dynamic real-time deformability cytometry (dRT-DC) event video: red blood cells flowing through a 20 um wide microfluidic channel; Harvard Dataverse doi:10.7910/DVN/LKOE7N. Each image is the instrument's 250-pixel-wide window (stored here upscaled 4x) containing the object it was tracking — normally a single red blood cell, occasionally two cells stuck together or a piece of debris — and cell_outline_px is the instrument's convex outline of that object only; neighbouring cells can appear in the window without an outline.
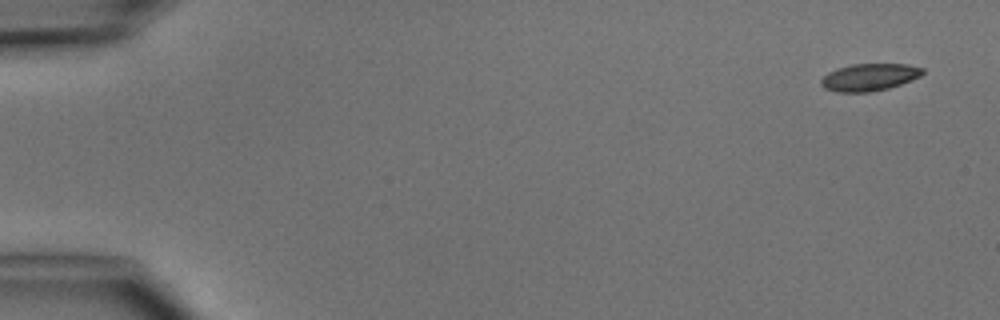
{"species": "common noctule bat (a hibernating species)", "species_latin": "Nyctalus noctula", "temperature_condition": "cold", "stored_images_in_passage": 5, "camera_frame_rate_fps": 3000, "um_per_image_px": 0.085, "animal": {"sex": "male", "body_mass_g": 15.6}, "frame": {"image": 1, "passage_image": 1, "time_ms": 0.0, "image_size_px": [1000, 320], "cell_outline_px": [[924, 72], [920, 76], [900, 84], [888, 88], [868, 92], [836, 92], [824, 88], [820, 84], [820, 80], [828, 72], [836, 68], [852, 64], [908, 64], [924, 68]], "centroid_in_image_um": [73.87, 6.55], "position_along_channel_um": 11.1, "area_um2": 16.13}}
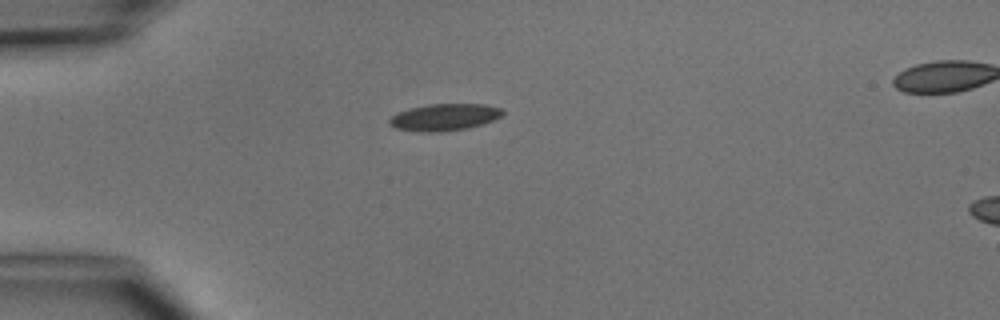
{"frame": {"image": 2, "passage_image": 4, "time_ms": 3.667, "image_size_px": [1000, 320], "cell_outline_px": [[504, 112], [500, 116], [492, 120], [468, 128], [440, 132], [420, 132], [396, 128], [388, 124], [388, 120], [396, 112], [408, 108], [428, 104], [484, 104], [500, 108]], "centroid_in_image_um": [37.71, 9.96], "position_along_channel_um": 47.3, "area_um2": 17.74}}